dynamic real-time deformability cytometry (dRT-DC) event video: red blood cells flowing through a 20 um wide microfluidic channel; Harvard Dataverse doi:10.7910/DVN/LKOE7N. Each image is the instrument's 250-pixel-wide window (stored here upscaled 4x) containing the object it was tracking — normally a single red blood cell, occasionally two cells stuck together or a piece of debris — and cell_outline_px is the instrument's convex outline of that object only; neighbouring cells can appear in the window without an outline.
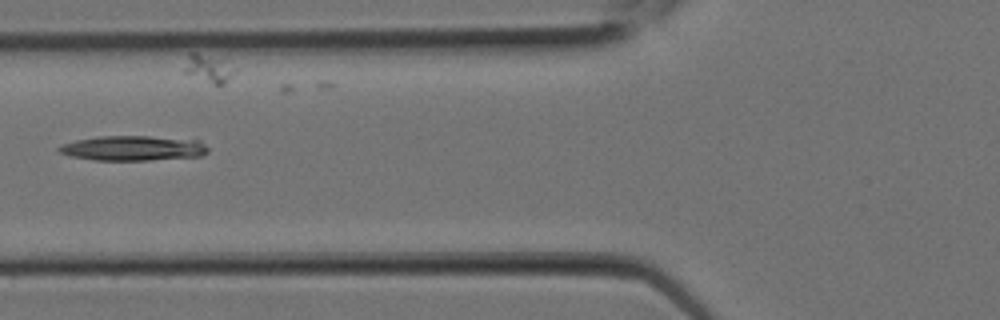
{"species": "Egyptian fruit bat (a non-hibernating species)", "species_latin": "Rousettus aegyptiacus", "temperature_condition": "room temperature", "stored_images_in_passage": 11, "camera_frame_rate_fps": 3000, "um_per_image_px": 0.085, "animal": {"sex": "female"}, "frame": {"image": 1, "passage_image": 8, "time_ms": 2.333, "image_size_px": [1000, 320], "cell_outline_px": [[208, 152], [200, 156], [148, 160], [92, 160], [72, 156], [60, 152], [56, 148], [64, 144], [76, 140], [96, 136], [148, 136], [200, 140], [208, 148]], "centroid_in_image_um": [11.32, 12.59], "position_along_channel_um": 114.5, "area_um2": 21.56}}
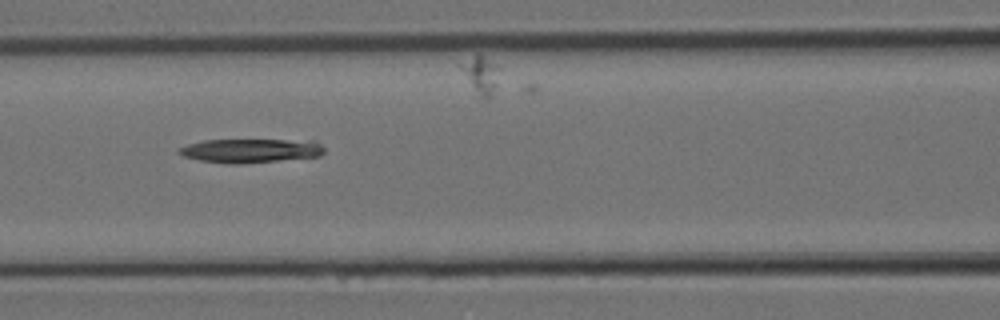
{"frame": {"image": 2, "passage_image": 9, "time_ms": 2.667, "image_size_px": [1000, 320], "cell_outline_px": [[324, 152], [320, 156], [240, 164], [228, 164], [200, 160], [184, 156], [176, 152], [176, 148], [188, 144], [204, 140], [316, 140], [324, 148]], "centroid_in_image_um": [21.29, 12.8], "position_along_channel_um": 145.3, "area_um2": 20.4}}
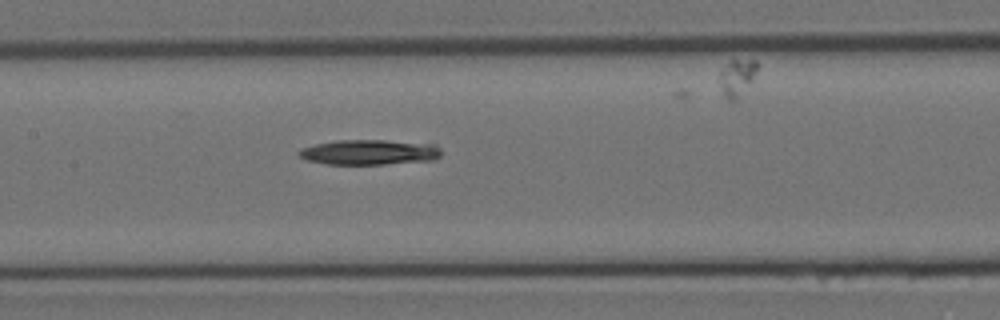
{"frame": {"image": 3, "passage_image": 10, "time_ms": 3.0, "image_size_px": [1000, 320], "cell_outline_px": [[440, 156], [436, 160], [384, 164], [324, 164], [308, 160], [300, 156], [296, 152], [300, 148], [316, 144], [336, 140], [384, 140], [436, 144], [440, 148]], "centroid_in_image_um": [31.4, 12.93], "position_along_channel_um": 176.0, "area_um2": 20.98}}